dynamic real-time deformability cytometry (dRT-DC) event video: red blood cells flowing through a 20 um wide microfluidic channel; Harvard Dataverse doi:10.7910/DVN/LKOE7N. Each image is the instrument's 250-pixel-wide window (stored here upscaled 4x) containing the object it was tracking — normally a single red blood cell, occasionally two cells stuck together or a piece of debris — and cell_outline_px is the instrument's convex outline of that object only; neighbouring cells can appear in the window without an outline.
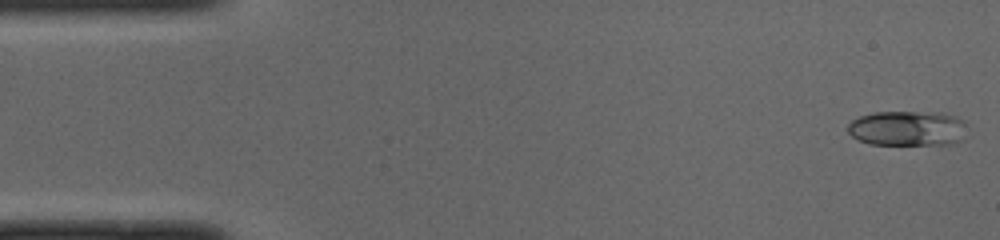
{"species": "common noctule bat (a hibernating species)", "species_latin": "Nyctalus noctula", "temperature_condition": "cold", "stored_images_in_passage": 49, "camera_frame_rate_fps": 3000, "um_per_image_px": 0.085, "animal": {"sex": "male", "body_mass_g": 19.0, "forearm_length_mm": 50.8}, "frame": {"image": 1, "passage_image": 1, "time_ms": 0.0, "image_size_px": [1000, 240], "cell_outline_px": [[964, 140], [952, 144], [868, 144], [852, 136], [848, 132], [848, 124], [852, 120], [860, 116], [872, 112], [936, 112], [956, 116], [964, 120]], "centroid_in_image_um": [77.15, 10.9], "position_along_channel_um": 7.9, "area_um2": 24.45}}
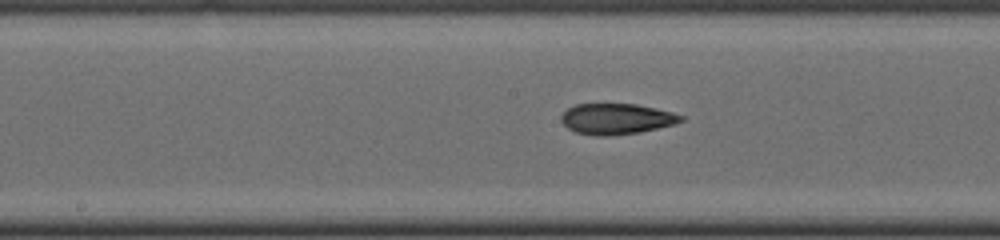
{"frame": {"image": 2, "passage_image": 24, "time_ms": 7.667, "image_size_px": [1000, 240], "cell_outline_px": [[684, 120], [676, 124], [640, 132], [608, 136], [596, 136], [576, 132], [568, 128], [560, 120], [560, 116], [568, 108], [576, 104], [636, 104], [656, 108], [672, 112], [684, 116]], "centroid_in_image_um": [52.41, 10.11], "position_along_channel_um": 195.8, "area_um2": 21.56}}
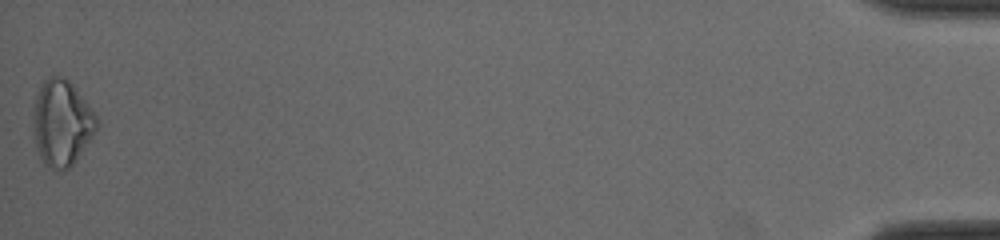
{"frame": {"image": 3, "passage_image": 49, "time_ms": 16.0, "image_size_px": [1000, 240], "cell_outline_px": [[100, 124], [96, 132], [72, 164], [64, 172], [60, 172], [52, 168], [40, 156], [36, 148], [36, 96], [44, 80], [52, 72], [64, 76], [76, 88], [100, 120]], "centroid_in_image_um": [5.32, 10.41], "position_along_channel_um": 429.9, "area_um2": 31.27}, "authors_computed_cell_mechanics": {"area_um2": 21.7906, "velocity_mm_per_s": 4.0178, "shape_relaxation_time_tau1_ms": null, "shape_relaxation_time_tau2_ms": 7.0178, "deformation_change_tau1": null, "deformation_change_tau2": 0.166}}